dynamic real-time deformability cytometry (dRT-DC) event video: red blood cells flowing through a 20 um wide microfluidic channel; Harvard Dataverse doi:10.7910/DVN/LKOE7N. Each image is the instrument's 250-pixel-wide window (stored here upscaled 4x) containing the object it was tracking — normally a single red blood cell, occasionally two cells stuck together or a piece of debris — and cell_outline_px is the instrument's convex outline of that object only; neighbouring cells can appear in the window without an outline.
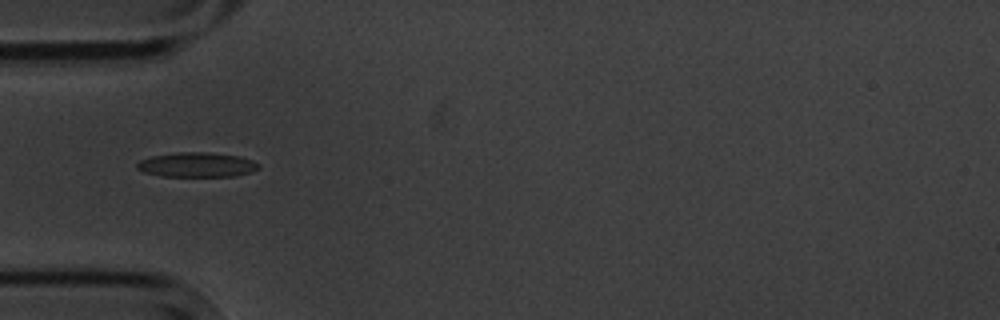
{"species": "common noctule bat (a hibernating species)", "species_latin": "Nyctalus noctula", "temperature_condition": "cold", "stored_images_in_passage": 9, "camera_frame_rate_fps": 3000, "um_per_image_px": 0.085, "animal": {"sex": "male", "body_mass_g": 20.1, "forearm_length_mm": 53.5}, "frame": {"image": 1, "passage_image": 1, "time_ms": 0.0, "image_size_px": [1000, 320], "cell_outline_px": [[260, 168], [236, 176], [160, 176], [144, 172], [136, 168], [136, 164], [140, 160], [152, 156], [176, 152], [208, 152], [240, 156], [252, 160], [260, 164]], "centroid_in_image_um": [16.73, 14.0], "position_along_channel_um": 68.3, "area_um2": 17.51}}
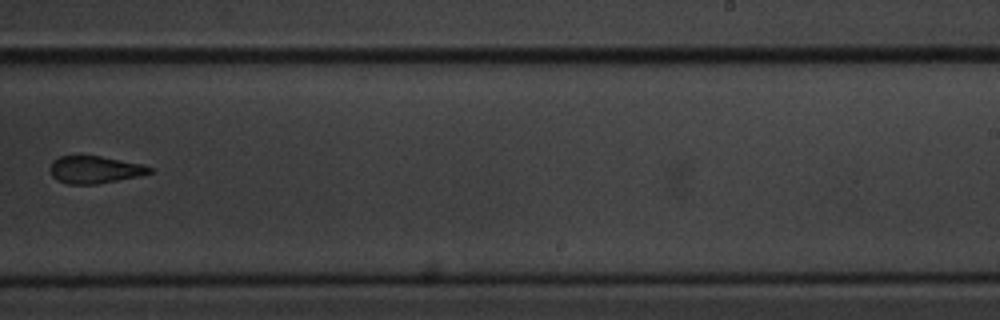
{"frame": {"image": 2, "passage_image": 6, "time_ms": 6.0, "image_size_px": [1000, 320], "cell_outline_px": [[152, 172], [140, 176], [96, 184], [68, 184], [56, 180], [52, 176], [48, 168], [52, 160], [60, 156], [100, 156], [144, 164], [152, 168]], "centroid_in_image_um": [8.03, 14.42], "position_along_channel_um": 281.0, "area_um2": 16.01}}
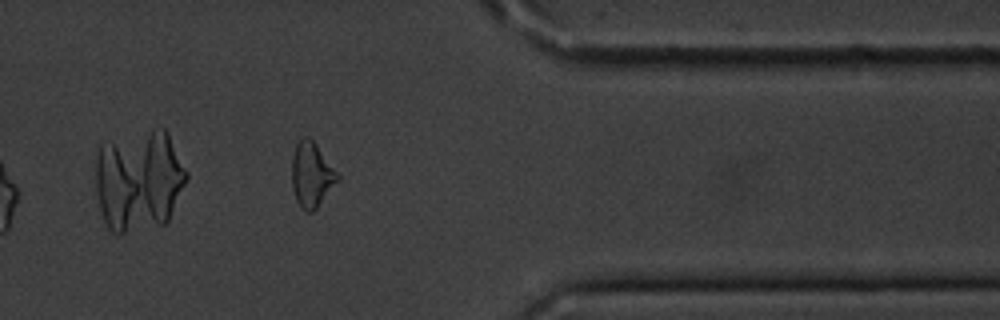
{"frame": {"image": 3, "passage_image": 9, "time_ms": 9.333, "image_size_px": [1000, 320], "cell_outline_px": [[340, 180], [316, 208], [312, 212], [304, 212], [300, 208], [296, 200], [292, 188], [292, 156], [296, 144], [304, 136], [308, 136], [316, 144], [340, 176]], "centroid_in_image_um": [26.48, 14.88], "position_along_channel_um": 384.9, "area_um2": 17.34}}